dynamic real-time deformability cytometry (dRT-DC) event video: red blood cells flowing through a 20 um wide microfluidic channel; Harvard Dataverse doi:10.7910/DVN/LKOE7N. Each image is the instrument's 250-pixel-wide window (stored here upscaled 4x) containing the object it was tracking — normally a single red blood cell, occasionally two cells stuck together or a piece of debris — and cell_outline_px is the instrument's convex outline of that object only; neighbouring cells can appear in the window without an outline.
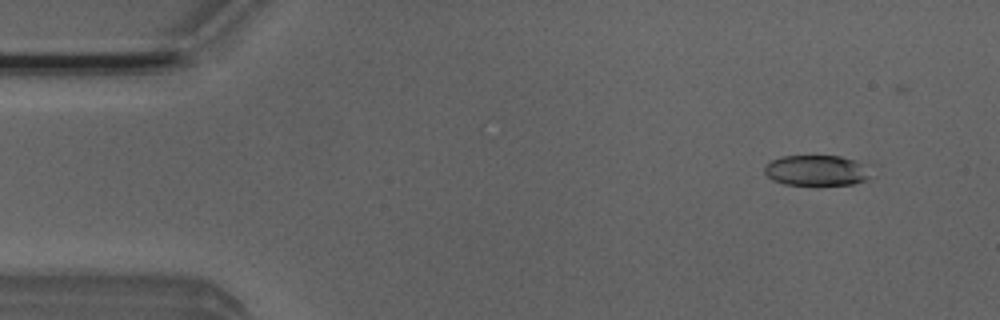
{"species": "Egyptian fruit bat (a non-hibernating species)", "species_latin": "Rousettus aegyptiacus", "temperature_condition": "room temperature", "stored_images_in_passage": 52, "camera_frame_rate_fps": 3000, "um_per_image_px": 0.085, "animal": {"sex": "male"}, "frame": {"image": 1, "passage_image": 5, "time_ms": 1.333, "image_size_px": [1000, 320], "cell_outline_px": [[872, 164], [868, 176], [864, 180], [852, 184], [784, 184], [772, 180], [764, 172], [764, 168], [772, 160], [780, 156], [840, 156]], "centroid_in_image_um": [69.45, 14.46], "position_along_channel_um": 15.5, "area_um2": 18.96}}
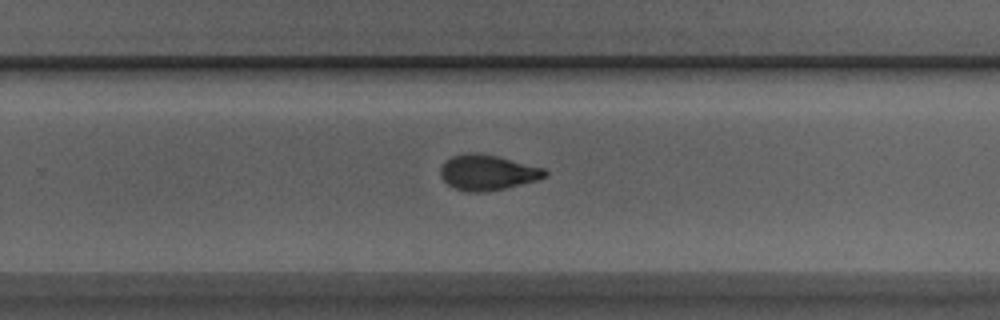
{"frame": {"image": 2, "passage_image": 33, "time_ms": 10.667, "image_size_px": [1000, 320], "cell_outline_px": [[548, 176], [536, 180], [504, 188], [480, 192], [468, 192], [452, 188], [440, 176], [440, 168], [452, 156], [468, 152], [496, 156], [544, 168], [548, 172]], "centroid_in_image_um": [41.43, 14.67], "position_along_channel_um": 288.4, "area_um2": 21.21}}
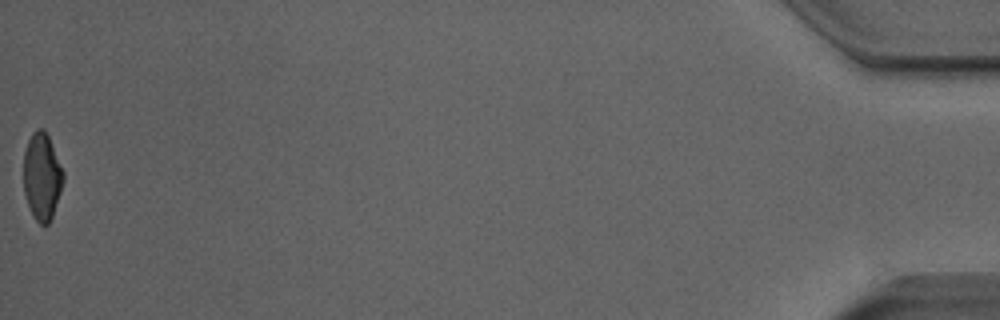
{"frame": {"image": 3, "passage_image": 52, "time_ms": 17.0, "image_size_px": [1000, 320], "cell_outline_px": [[64, 180], [52, 216], [48, 224], [40, 224], [36, 220], [28, 204], [24, 192], [24, 152], [28, 140], [32, 132], [36, 128], [44, 128], [48, 136], [64, 172]], "centroid_in_image_um": [3.57, 14.96], "position_along_channel_um": 431.6, "area_um2": 19.94}, "authors_computed_cell_mechanics": {"area_um2": 20.9236, "velocity_mm_per_s": 3.9674, "shape_relaxation_time_tau1_ms": 6.8964, "shape_relaxation_time_tau2_ms": 2.149, "deformation_change_tau1": 0.1988, "deformation_change_tau2": 0.0861}}